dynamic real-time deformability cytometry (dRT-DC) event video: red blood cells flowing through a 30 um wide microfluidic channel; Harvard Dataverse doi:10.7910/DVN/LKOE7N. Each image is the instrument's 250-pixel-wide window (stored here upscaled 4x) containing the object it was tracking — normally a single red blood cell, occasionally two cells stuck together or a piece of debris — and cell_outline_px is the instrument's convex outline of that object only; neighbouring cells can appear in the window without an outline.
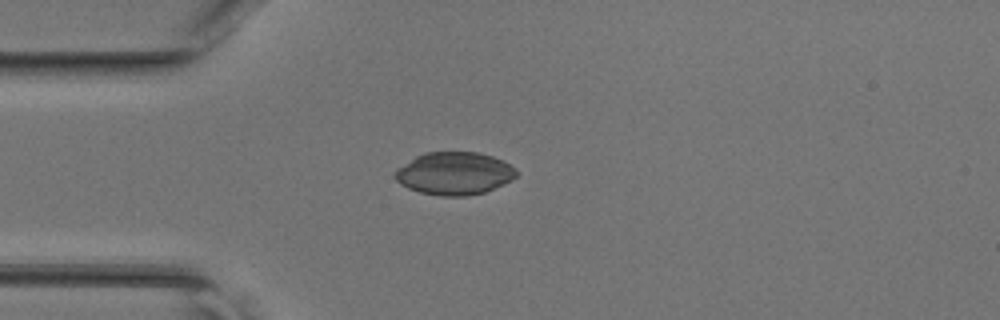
{"species": "common noctule bat (a hibernating species)", "species_latin": "Nyctalus noctula", "temperature_condition": "room temperature", "stored_images_in_passage": 30, "camera_frame_rate_fps": 3000, "um_per_image_px": 0.085, "animal": {"sex": "female", "body_mass_g": 17.0, "forearm_length_mm": 48.0}, "frame": {"image": 1, "passage_image": 1, "time_ms": 0.0, "image_size_px": [1000, 320], "cell_outline_px": [[516, 176], [484, 192], [468, 196], [440, 196], [420, 192], [408, 188], [400, 184], [396, 180], [396, 168], [416, 156], [424, 152], [476, 152], [492, 156], [504, 160], [516, 168]], "centroid_in_image_um": [38.59, 14.73], "position_along_channel_um": 46.4, "area_um2": 30.0}}
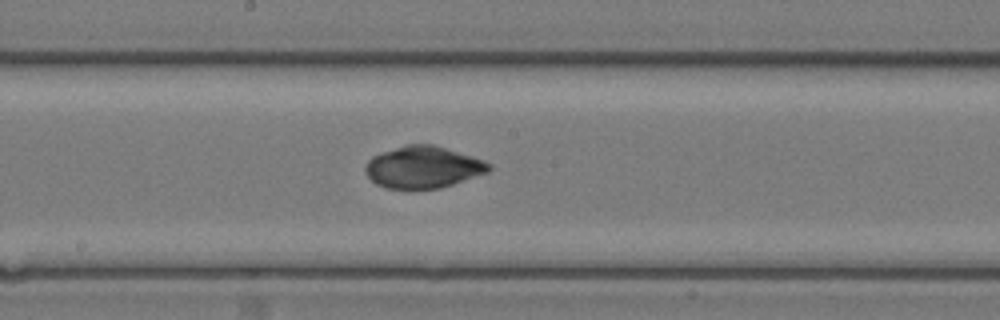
{"frame": {"image": 2, "passage_image": 13, "time_ms": 4.0, "image_size_px": [1000, 320], "cell_outline_px": [[492, 168], [488, 172], [440, 188], [384, 188], [376, 184], [364, 172], [364, 168], [368, 160], [372, 156], [408, 144], [432, 144], [472, 156], [484, 160], [492, 164]], "centroid_in_image_um": [35.96, 14.21], "position_along_channel_um": 212.2, "area_um2": 29.88}}
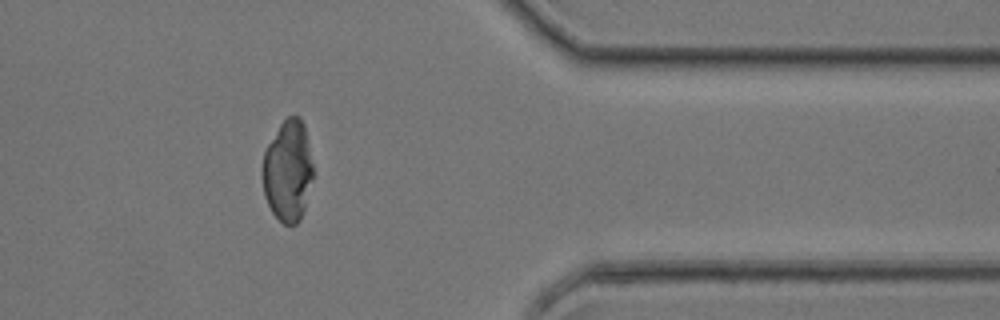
{"frame": {"image": 3, "passage_image": 26, "time_ms": 8.333, "image_size_px": [1000, 320], "cell_outline_px": [[312, 176], [304, 212], [300, 220], [296, 224], [284, 224], [272, 212], [264, 196], [260, 176], [260, 168], [264, 152], [268, 144], [280, 124], [288, 116], [300, 116], [304, 124], [312, 164]], "centroid_in_image_um": [24.42, 14.53], "position_along_channel_um": 387.0, "area_um2": 30.06}}